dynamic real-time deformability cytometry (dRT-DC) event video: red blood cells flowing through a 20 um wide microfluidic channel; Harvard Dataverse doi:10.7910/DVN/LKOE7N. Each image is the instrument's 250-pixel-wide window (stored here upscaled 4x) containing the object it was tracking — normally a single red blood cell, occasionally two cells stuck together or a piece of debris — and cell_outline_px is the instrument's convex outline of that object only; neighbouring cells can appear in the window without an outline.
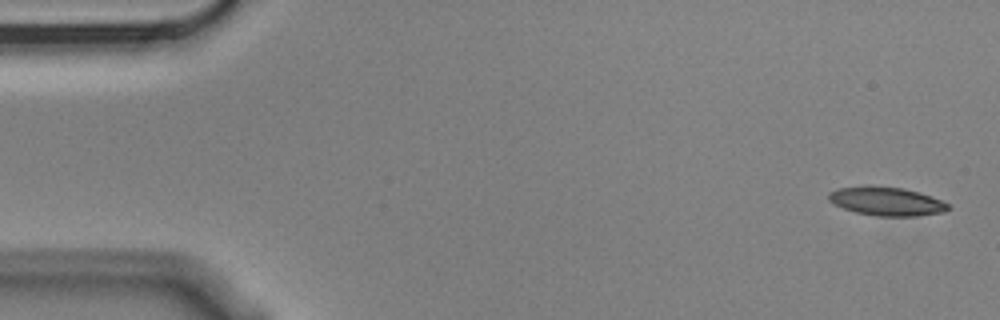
{"species": "Egyptian fruit bat (a non-hibernating species)", "species_latin": "Rousettus aegyptiacus", "temperature_condition": "cold", "stored_images_in_passage": 3, "camera_frame_rate_fps": 3000, "um_per_image_px": 0.085, "animal": {"sex": "male"}, "frame": {"image": 1, "passage_image": 1, "time_ms": 0.0, "image_size_px": [1000, 320], "cell_outline_px": [[948, 208], [944, 212], [916, 216], [876, 216], [856, 212], [844, 208], [828, 200], [828, 192], [840, 188], [868, 184], [872, 184], [904, 188], [920, 192], [932, 196], [948, 204]], "centroid_in_image_um": [75.33, 17.08], "position_along_channel_um": 9.7, "area_um2": 20.17}}